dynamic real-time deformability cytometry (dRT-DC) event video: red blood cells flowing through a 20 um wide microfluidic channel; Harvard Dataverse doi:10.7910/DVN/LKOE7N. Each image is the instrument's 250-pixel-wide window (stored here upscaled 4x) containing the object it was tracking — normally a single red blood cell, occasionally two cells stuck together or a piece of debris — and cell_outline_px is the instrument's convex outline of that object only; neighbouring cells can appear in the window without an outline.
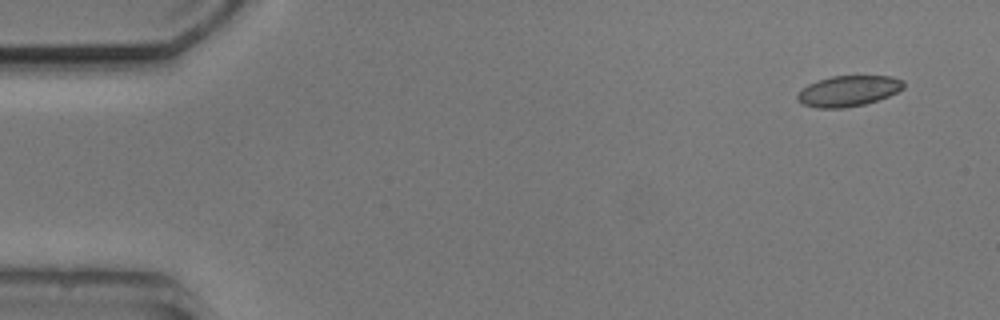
{"species": "common noctule bat (a hibernating species)", "species_latin": "Nyctalus noctula", "temperature_condition": "cold", "stored_images_in_passage": 3, "camera_frame_rate_fps": 3000, "um_per_image_px": 0.085, "animal": {"sex": "male", "body_mass_g": 20.5, "forearm_length_mm": 52.5}, "frame": {"image": 1, "passage_image": 1, "time_ms": 0.0, "image_size_px": [1000, 320], "cell_outline_px": [[904, 88], [888, 96], [864, 104], [844, 108], [816, 108], [804, 104], [796, 100], [796, 96], [808, 84], [832, 76], [892, 76], [904, 80]], "centroid_in_image_um": [72.12, 7.73], "position_along_channel_um": 12.9, "area_um2": 18.84}}